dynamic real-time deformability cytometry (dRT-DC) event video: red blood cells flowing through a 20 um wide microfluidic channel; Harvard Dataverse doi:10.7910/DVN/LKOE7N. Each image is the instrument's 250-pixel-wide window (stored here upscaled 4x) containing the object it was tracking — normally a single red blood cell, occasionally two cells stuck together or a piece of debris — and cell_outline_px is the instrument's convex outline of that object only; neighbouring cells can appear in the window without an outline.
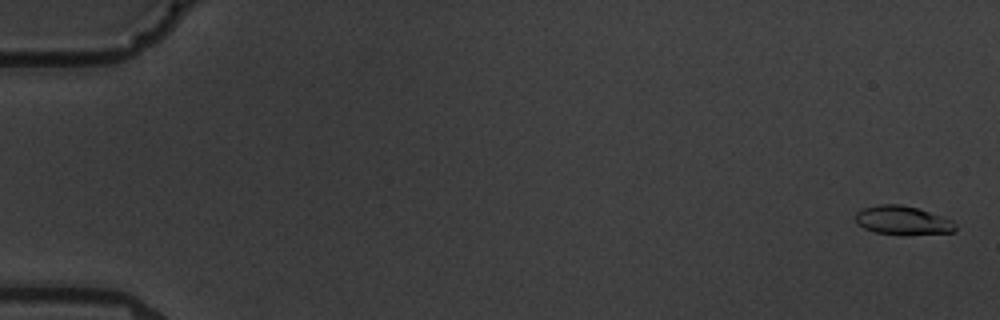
{"species": "common noctule bat (a hibernating species)", "species_latin": "Nyctalus noctula", "temperature_condition": "warm", "stored_images_in_passage": 6, "camera_frame_rate_fps": 3000, "um_per_image_px": 0.085, "animal": {"sex": "male", "body_mass_g": 19.5, "forearm_length_mm": 54.6}, "frame": {"image": 1, "passage_image": 1, "time_ms": 0.0, "image_size_px": [1000, 320], "cell_outline_px": [[956, 228], [952, 232], [876, 232], [864, 228], [856, 224], [856, 212], [864, 208], [880, 204], [900, 204], [916, 208], [952, 220], [956, 224]], "centroid_in_image_um": [76.67, 18.68], "position_along_channel_um": 8.3, "area_um2": 15.72}}
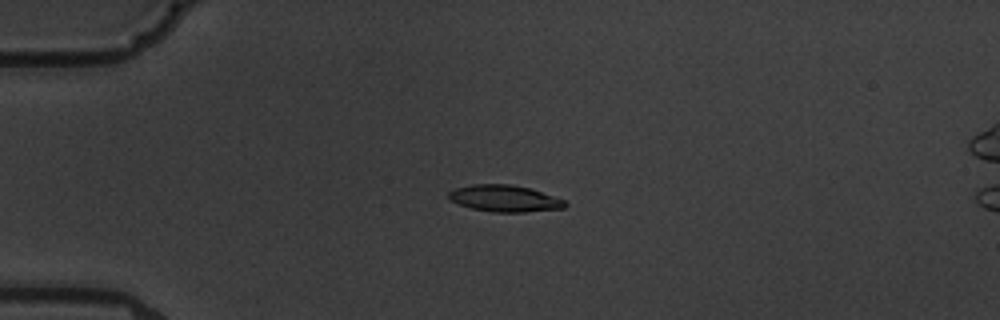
{"frame": {"image": 2, "passage_image": 5, "time_ms": 4.667, "image_size_px": [1000, 320], "cell_outline_px": [[568, 204], [564, 208], [524, 212], [492, 212], [472, 208], [460, 204], [452, 200], [448, 196], [448, 192], [456, 188], [472, 184], [512, 184], [528, 188], [564, 200]], "centroid_in_image_um": [42.88, 16.87], "position_along_channel_um": 42.1, "area_um2": 17.8}}